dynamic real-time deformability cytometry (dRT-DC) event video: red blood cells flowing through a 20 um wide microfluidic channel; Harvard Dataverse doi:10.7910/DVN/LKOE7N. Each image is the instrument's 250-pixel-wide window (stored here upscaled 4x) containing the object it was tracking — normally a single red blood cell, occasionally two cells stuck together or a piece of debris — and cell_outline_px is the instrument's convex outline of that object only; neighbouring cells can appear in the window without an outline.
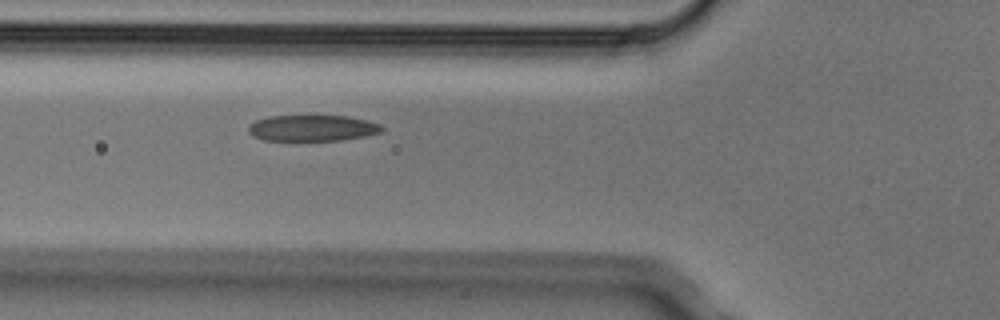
{"species": "Egyptian fruit bat (a non-hibernating species)", "species_latin": "Rousettus aegyptiacus", "temperature_condition": "cold", "stored_images_in_passage": 2, "camera_frame_rate_fps": 3000, "um_per_image_px": 0.085, "animal": {"sex": "male"}, "frame": {"image": 1, "passage_image": 2, "time_ms": 0.333, "image_size_px": [1000, 320], "cell_outline_px": [[384, 128], [380, 132], [364, 136], [340, 140], [264, 140], [252, 136], [248, 132], [248, 124], [256, 120], [268, 116], [348, 116], [368, 120], [380, 124]], "centroid_in_image_um": [26.52, 10.88], "position_along_channel_um": 99.3, "area_um2": 20.29}}